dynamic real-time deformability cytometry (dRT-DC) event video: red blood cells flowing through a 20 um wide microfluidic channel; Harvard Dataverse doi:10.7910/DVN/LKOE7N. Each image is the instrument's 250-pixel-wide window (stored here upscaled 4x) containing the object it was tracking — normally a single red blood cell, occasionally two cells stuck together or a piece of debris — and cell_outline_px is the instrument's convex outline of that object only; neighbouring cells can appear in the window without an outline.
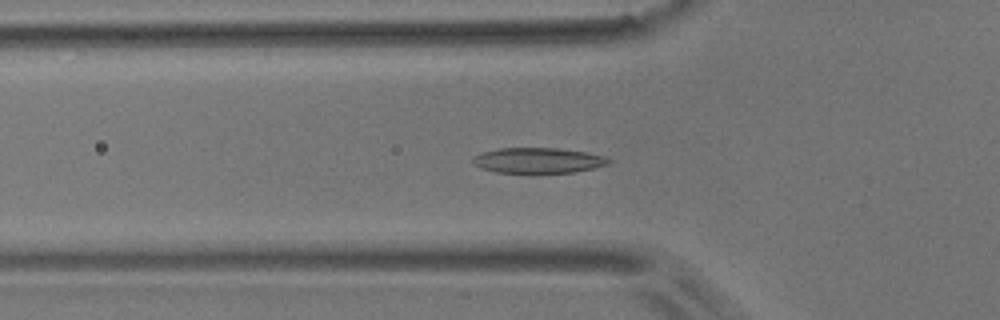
{"species": "common noctule bat (a hibernating species)", "species_latin": "Nyctalus noctula", "temperature_condition": "room temperature", "stored_images_in_passage": 47, "camera_frame_rate_fps": 3000, "um_per_image_px": 0.085, "animal": {"sex": "male", "body_mass_g": 17.9}, "frame": {"image": 1, "passage_image": 15, "time_ms": 4.667, "image_size_px": [1000, 320], "cell_outline_px": [[612, 164], [596, 168], [576, 172], [496, 172], [480, 168], [472, 164], [472, 156], [484, 152], [500, 148], [556, 148], [584, 152], [604, 156], [612, 160]], "centroid_in_image_um": [45.76, 13.64], "position_along_channel_um": 80.0, "area_um2": 20.11}}
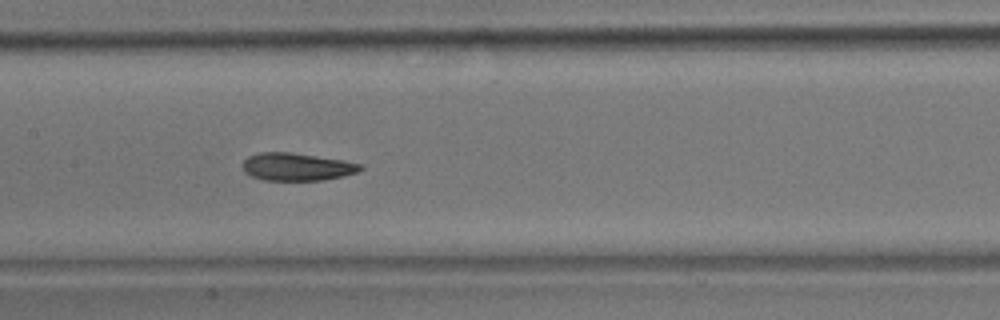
{"frame": {"image": 2, "passage_image": 23, "time_ms": 7.333, "image_size_px": [1000, 320], "cell_outline_px": [[364, 168], [356, 172], [344, 176], [324, 180], [264, 180], [252, 176], [244, 172], [244, 160], [248, 156], [260, 152], [292, 152], [344, 160], [364, 164]], "centroid_in_image_um": [25.28, 14.17], "position_along_channel_um": 182.1, "area_um2": 19.07}}
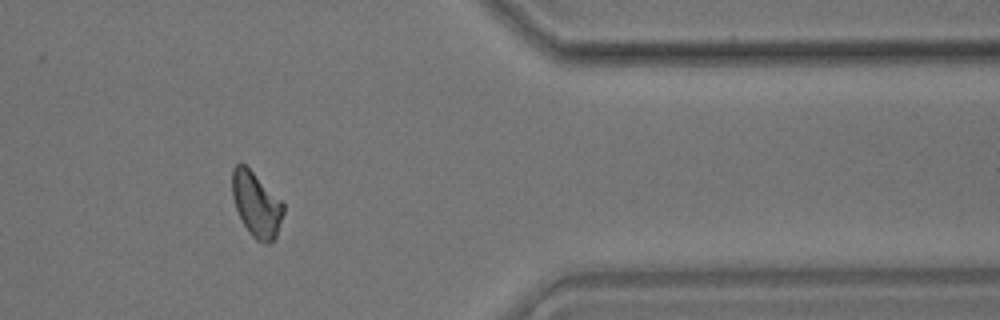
{"frame": {"image": 3, "passage_image": 41, "time_ms": 13.333, "image_size_px": [1000, 320], "cell_outline_px": [[284, 212], [276, 236], [268, 244], [264, 244], [256, 240], [248, 232], [236, 208], [232, 196], [232, 168], [240, 160], [284, 204]], "centroid_in_image_um": [21.77, 17.38], "position_along_channel_um": 389.6, "area_um2": 19.07}, "authors_computed_cell_mechanics": {"area_um2": 19.7676, "velocity_mm_per_s": 3.7955, "shape_relaxation_time_tau1_ms": 4.5015, "shape_relaxation_time_tau2_ms": 3.3585, "deformation_change_tau1": 0.1493, "deformation_change_tau2": 0.0891}}